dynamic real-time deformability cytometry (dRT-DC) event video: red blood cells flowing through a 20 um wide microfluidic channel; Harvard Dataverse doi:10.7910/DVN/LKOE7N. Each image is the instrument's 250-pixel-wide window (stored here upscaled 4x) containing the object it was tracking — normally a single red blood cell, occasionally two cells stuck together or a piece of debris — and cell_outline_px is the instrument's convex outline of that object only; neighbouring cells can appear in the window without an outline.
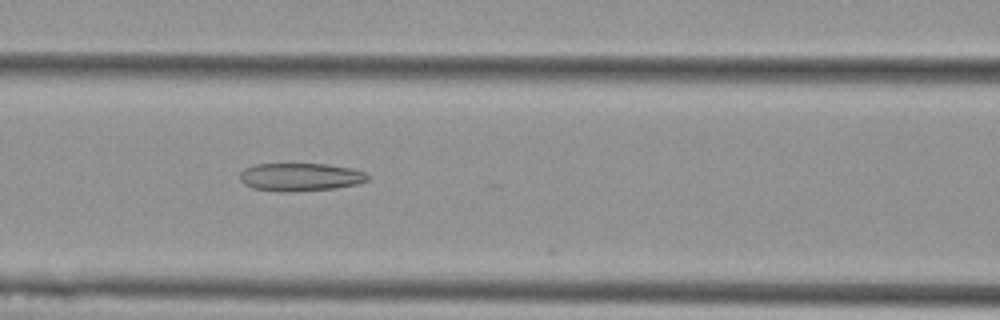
{"species": "Egyptian fruit bat (a non-hibernating species)", "species_latin": "Rousettus aegyptiacus", "temperature_condition": "cold", "stored_images_in_passage": 54, "camera_frame_rate_fps": 3000, "um_per_image_px": 0.085, "animal": {"sex": "female"}, "frame": {"image": 1, "passage_image": 23, "time_ms": 7.333, "image_size_px": [1000, 320], "cell_outline_px": [[368, 180], [356, 184], [336, 188], [288, 192], [280, 192], [252, 188], [244, 184], [240, 180], [240, 172], [244, 168], [256, 164], [328, 164], [352, 168], [364, 172], [368, 176]], "centroid_in_image_um": [25.5, 15.05], "position_along_channel_um": 141.1, "area_um2": 20.92}}
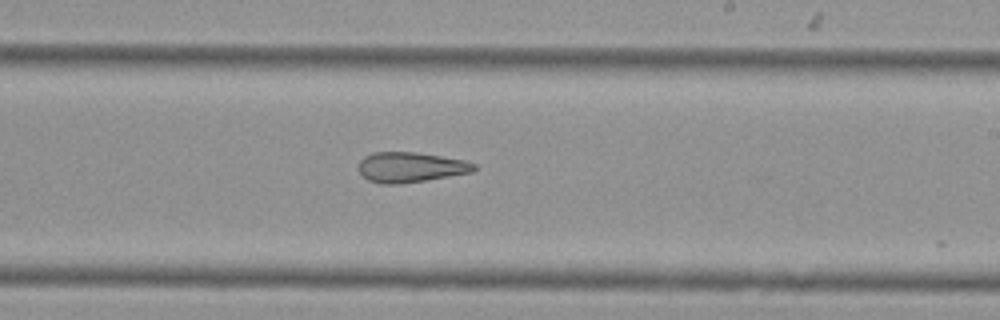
{"frame": {"image": 2, "passage_image": 32, "time_ms": 10.333, "image_size_px": [1000, 320], "cell_outline_px": [[476, 168], [472, 172], [400, 184], [380, 184], [368, 180], [360, 172], [360, 160], [364, 156], [372, 152], [416, 152], [464, 160], [476, 164]], "centroid_in_image_um": [34.88, 14.21], "position_along_channel_um": 254.1, "area_um2": 20.11}}
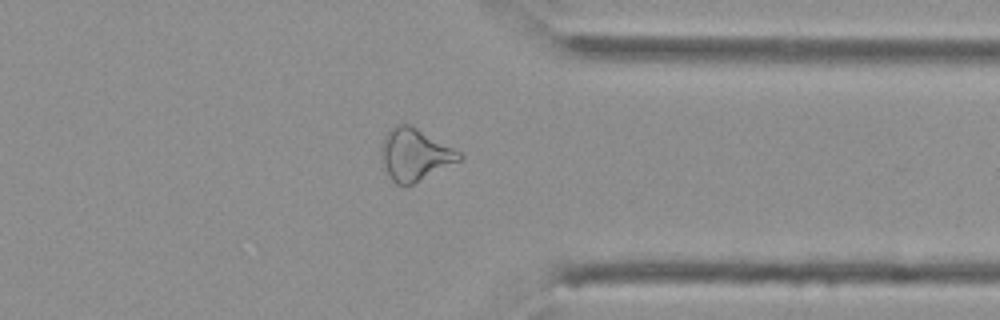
{"frame": {"image": 3, "passage_image": 42, "time_ms": 13.667, "image_size_px": [1000, 320], "cell_outline_px": [[464, 156], [460, 160], [404, 188], [396, 184], [392, 180], [380, 156], [380, 148], [384, 136], [396, 124], [408, 124], [416, 128], [460, 152]], "centroid_in_image_um": [35.22, 13.15], "position_along_channel_um": 376.2, "area_um2": 23.18}, "authors_computed_cell_mechanics": {"area_um2": 24.7962, "velocity_mm_per_s": 3.7826, "shape_relaxation_time_tau1_ms": null, "shape_relaxation_time_tau2_ms": 5.6548, "deformation_change_tau1": null, "deformation_change_tau2": 0.1815}}